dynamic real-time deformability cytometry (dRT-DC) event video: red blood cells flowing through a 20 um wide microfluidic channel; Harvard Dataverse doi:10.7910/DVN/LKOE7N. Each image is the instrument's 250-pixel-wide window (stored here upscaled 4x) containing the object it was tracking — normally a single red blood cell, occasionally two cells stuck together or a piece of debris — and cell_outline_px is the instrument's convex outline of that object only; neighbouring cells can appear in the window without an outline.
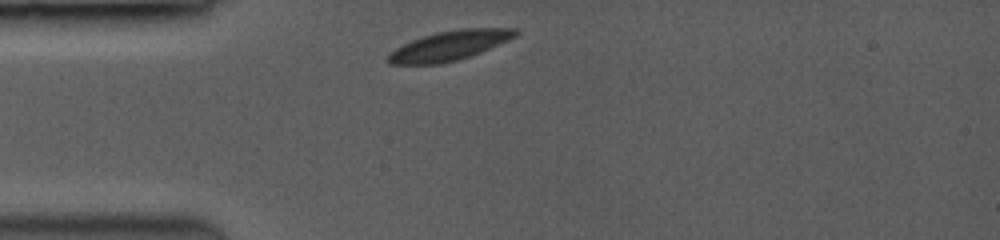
{"species": "common noctule bat (a hibernating species)", "species_latin": "Nyctalus noctula", "temperature_condition": "room temperature", "stored_images_in_passage": 1, "camera_frame_rate_fps": 3500, "um_per_image_px": 0.085, "animal": {"sex": "female", "body_mass_g": 19.0, "forearm_length_mm": 53.3}, "frame": {"image": 1, "passage_image": 1, "time_ms": 0.0, "image_size_px": [1000, 240], "cell_outline_px": [[520, 32], [516, 36], [488, 48], [468, 56], [456, 60], [440, 64], [392, 64], [388, 60], [388, 56], [396, 48], [412, 40], [436, 32], [460, 28], [520, 28]], "centroid_in_image_um": [38.23, 3.85], "position_along_channel_um": 46.8, "area_um2": 21.5}}